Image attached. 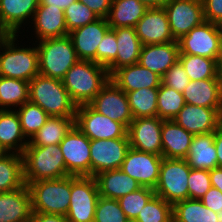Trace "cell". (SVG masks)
Wrapping results in <instances>:
<instances>
[{
  "instance_id": "53",
  "label": "cell",
  "mask_w": 222,
  "mask_h": 222,
  "mask_svg": "<svg viewBox=\"0 0 222 222\" xmlns=\"http://www.w3.org/2000/svg\"><path fill=\"white\" fill-rule=\"evenodd\" d=\"M14 35V33L0 19V49Z\"/></svg>"
},
{
  "instance_id": "42",
  "label": "cell",
  "mask_w": 222,
  "mask_h": 222,
  "mask_svg": "<svg viewBox=\"0 0 222 222\" xmlns=\"http://www.w3.org/2000/svg\"><path fill=\"white\" fill-rule=\"evenodd\" d=\"M64 15L68 32L99 19L88 6L78 0L64 9Z\"/></svg>"
},
{
  "instance_id": "31",
  "label": "cell",
  "mask_w": 222,
  "mask_h": 222,
  "mask_svg": "<svg viewBox=\"0 0 222 222\" xmlns=\"http://www.w3.org/2000/svg\"><path fill=\"white\" fill-rule=\"evenodd\" d=\"M148 9L138 0H112L107 21L110 28L135 27Z\"/></svg>"
},
{
  "instance_id": "16",
  "label": "cell",
  "mask_w": 222,
  "mask_h": 222,
  "mask_svg": "<svg viewBox=\"0 0 222 222\" xmlns=\"http://www.w3.org/2000/svg\"><path fill=\"white\" fill-rule=\"evenodd\" d=\"M162 124L158 116L133 119L127 128L130 147L162 156Z\"/></svg>"
},
{
  "instance_id": "28",
  "label": "cell",
  "mask_w": 222,
  "mask_h": 222,
  "mask_svg": "<svg viewBox=\"0 0 222 222\" xmlns=\"http://www.w3.org/2000/svg\"><path fill=\"white\" fill-rule=\"evenodd\" d=\"M99 195L118 200L119 198L136 191L141 185L121 169L100 172L94 176Z\"/></svg>"
},
{
  "instance_id": "29",
  "label": "cell",
  "mask_w": 222,
  "mask_h": 222,
  "mask_svg": "<svg viewBox=\"0 0 222 222\" xmlns=\"http://www.w3.org/2000/svg\"><path fill=\"white\" fill-rule=\"evenodd\" d=\"M28 143L16 110H0V145L8 153L22 155Z\"/></svg>"
},
{
  "instance_id": "35",
  "label": "cell",
  "mask_w": 222,
  "mask_h": 222,
  "mask_svg": "<svg viewBox=\"0 0 222 222\" xmlns=\"http://www.w3.org/2000/svg\"><path fill=\"white\" fill-rule=\"evenodd\" d=\"M28 101V81L0 76V110H15Z\"/></svg>"
},
{
  "instance_id": "13",
  "label": "cell",
  "mask_w": 222,
  "mask_h": 222,
  "mask_svg": "<svg viewBox=\"0 0 222 222\" xmlns=\"http://www.w3.org/2000/svg\"><path fill=\"white\" fill-rule=\"evenodd\" d=\"M66 170L73 176H90V139L76 125L59 144Z\"/></svg>"
},
{
  "instance_id": "49",
  "label": "cell",
  "mask_w": 222,
  "mask_h": 222,
  "mask_svg": "<svg viewBox=\"0 0 222 222\" xmlns=\"http://www.w3.org/2000/svg\"><path fill=\"white\" fill-rule=\"evenodd\" d=\"M88 6L99 18L107 19L112 0H78Z\"/></svg>"
},
{
  "instance_id": "24",
  "label": "cell",
  "mask_w": 222,
  "mask_h": 222,
  "mask_svg": "<svg viewBox=\"0 0 222 222\" xmlns=\"http://www.w3.org/2000/svg\"><path fill=\"white\" fill-rule=\"evenodd\" d=\"M110 79L125 93L140 88H159L161 77L139 63L117 69Z\"/></svg>"
},
{
  "instance_id": "38",
  "label": "cell",
  "mask_w": 222,
  "mask_h": 222,
  "mask_svg": "<svg viewBox=\"0 0 222 222\" xmlns=\"http://www.w3.org/2000/svg\"><path fill=\"white\" fill-rule=\"evenodd\" d=\"M15 110L20 120L22 132L28 141L50 117L39 105L30 101L25 102Z\"/></svg>"
},
{
  "instance_id": "19",
  "label": "cell",
  "mask_w": 222,
  "mask_h": 222,
  "mask_svg": "<svg viewBox=\"0 0 222 222\" xmlns=\"http://www.w3.org/2000/svg\"><path fill=\"white\" fill-rule=\"evenodd\" d=\"M109 29L110 26L107 19L99 18L90 24L69 32L79 60H88L96 63L98 45Z\"/></svg>"
},
{
  "instance_id": "55",
  "label": "cell",
  "mask_w": 222,
  "mask_h": 222,
  "mask_svg": "<svg viewBox=\"0 0 222 222\" xmlns=\"http://www.w3.org/2000/svg\"><path fill=\"white\" fill-rule=\"evenodd\" d=\"M147 8H163L168 0H138Z\"/></svg>"
},
{
  "instance_id": "33",
  "label": "cell",
  "mask_w": 222,
  "mask_h": 222,
  "mask_svg": "<svg viewBox=\"0 0 222 222\" xmlns=\"http://www.w3.org/2000/svg\"><path fill=\"white\" fill-rule=\"evenodd\" d=\"M173 222H217V213L198 199H185L172 206Z\"/></svg>"
},
{
  "instance_id": "59",
  "label": "cell",
  "mask_w": 222,
  "mask_h": 222,
  "mask_svg": "<svg viewBox=\"0 0 222 222\" xmlns=\"http://www.w3.org/2000/svg\"><path fill=\"white\" fill-rule=\"evenodd\" d=\"M218 61H222V35L220 38V52H219V56H218Z\"/></svg>"
},
{
  "instance_id": "54",
  "label": "cell",
  "mask_w": 222,
  "mask_h": 222,
  "mask_svg": "<svg viewBox=\"0 0 222 222\" xmlns=\"http://www.w3.org/2000/svg\"><path fill=\"white\" fill-rule=\"evenodd\" d=\"M76 0H39L40 5H54L58 6L60 9H66L70 4Z\"/></svg>"
},
{
  "instance_id": "32",
  "label": "cell",
  "mask_w": 222,
  "mask_h": 222,
  "mask_svg": "<svg viewBox=\"0 0 222 222\" xmlns=\"http://www.w3.org/2000/svg\"><path fill=\"white\" fill-rule=\"evenodd\" d=\"M75 125V117L50 116L27 146L58 145Z\"/></svg>"
},
{
  "instance_id": "39",
  "label": "cell",
  "mask_w": 222,
  "mask_h": 222,
  "mask_svg": "<svg viewBox=\"0 0 222 222\" xmlns=\"http://www.w3.org/2000/svg\"><path fill=\"white\" fill-rule=\"evenodd\" d=\"M185 104L183 93L161 82L157 96V116L160 119L173 120Z\"/></svg>"
},
{
  "instance_id": "41",
  "label": "cell",
  "mask_w": 222,
  "mask_h": 222,
  "mask_svg": "<svg viewBox=\"0 0 222 222\" xmlns=\"http://www.w3.org/2000/svg\"><path fill=\"white\" fill-rule=\"evenodd\" d=\"M155 195L151 188L141 187L118 199L120 208L127 218L134 221L146 203Z\"/></svg>"
},
{
  "instance_id": "45",
  "label": "cell",
  "mask_w": 222,
  "mask_h": 222,
  "mask_svg": "<svg viewBox=\"0 0 222 222\" xmlns=\"http://www.w3.org/2000/svg\"><path fill=\"white\" fill-rule=\"evenodd\" d=\"M115 31L110 28L104 35L96 51V63L108 67L117 57Z\"/></svg>"
},
{
  "instance_id": "43",
  "label": "cell",
  "mask_w": 222,
  "mask_h": 222,
  "mask_svg": "<svg viewBox=\"0 0 222 222\" xmlns=\"http://www.w3.org/2000/svg\"><path fill=\"white\" fill-rule=\"evenodd\" d=\"M129 219L120 208L118 200L99 196L96 204L94 222H128Z\"/></svg>"
},
{
  "instance_id": "6",
  "label": "cell",
  "mask_w": 222,
  "mask_h": 222,
  "mask_svg": "<svg viewBox=\"0 0 222 222\" xmlns=\"http://www.w3.org/2000/svg\"><path fill=\"white\" fill-rule=\"evenodd\" d=\"M32 212L66 216L71 198V175L38 180L28 185Z\"/></svg>"
},
{
  "instance_id": "7",
  "label": "cell",
  "mask_w": 222,
  "mask_h": 222,
  "mask_svg": "<svg viewBox=\"0 0 222 222\" xmlns=\"http://www.w3.org/2000/svg\"><path fill=\"white\" fill-rule=\"evenodd\" d=\"M191 167L186 159H162L159 178L154 189L155 195L162 197L172 206L189 198L188 177Z\"/></svg>"
},
{
  "instance_id": "26",
  "label": "cell",
  "mask_w": 222,
  "mask_h": 222,
  "mask_svg": "<svg viewBox=\"0 0 222 222\" xmlns=\"http://www.w3.org/2000/svg\"><path fill=\"white\" fill-rule=\"evenodd\" d=\"M194 135L174 120H163L161 139L162 156L169 159H186Z\"/></svg>"
},
{
  "instance_id": "25",
  "label": "cell",
  "mask_w": 222,
  "mask_h": 222,
  "mask_svg": "<svg viewBox=\"0 0 222 222\" xmlns=\"http://www.w3.org/2000/svg\"><path fill=\"white\" fill-rule=\"evenodd\" d=\"M186 104L208 108H222V84L219 78L190 80L183 91Z\"/></svg>"
},
{
  "instance_id": "37",
  "label": "cell",
  "mask_w": 222,
  "mask_h": 222,
  "mask_svg": "<svg viewBox=\"0 0 222 222\" xmlns=\"http://www.w3.org/2000/svg\"><path fill=\"white\" fill-rule=\"evenodd\" d=\"M131 114L134 119L157 116L158 88H140L126 92Z\"/></svg>"
},
{
  "instance_id": "58",
  "label": "cell",
  "mask_w": 222,
  "mask_h": 222,
  "mask_svg": "<svg viewBox=\"0 0 222 222\" xmlns=\"http://www.w3.org/2000/svg\"><path fill=\"white\" fill-rule=\"evenodd\" d=\"M8 152L0 145V159H2Z\"/></svg>"
},
{
  "instance_id": "9",
  "label": "cell",
  "mask_w": 222,
  "mask_h": 222,
  "mask_svg": "<svg viewBox=\"0 0 222 222\" xmlns=\"http://www.w3.org/2000/svg\"><path fill=\"white\" fill-rule=\"evenodd\" d=\"M75 125L90 140L123 138L127 128L120 122L100 114L89 104L77 106Z\"/></svg>"
},
{
  "instance_id": "60",
  "label": "cell",
  "mask_w": 222,
  "mask_h": 222,
  "mask_svg": "<svg viewBox=\"0 0 222 222\" xmlns=\"http://www.w3.org/2000/svg\"><path fill=\"white\" fill-rule=\"evenodd\" d=\"M217 222H222V210L217 212Z\"/></svg>"
},
{
  "instance_id": "52",
  "label": "cell",
  "mask_w": 222,
  "mask_h": 222,
  "mask_svg": "<svg viewBox=\"0 0 222 222\" xmlns=\"http://www.w3.org/2000/svg\"><path fill=\"white\" fill-rule=\"evenodd\" d=\"M210 180L212 187L219 189L222 192V168L216 167L210 170Z\"/></svg>"
},
{
  "instance_id": "21",
  "label": "cell",
  "mask_w": 222,
  "mask_h": 222,
  "mask_svg": "<svg viewBox=\"0 0 222 222\" xmlns=\"http://www.w3.org/2000/svg\"><path fill=\"white\" fill-rule=\"evenodd\" d=\"M179 53L178 40L142 45L138 63L162 78L168 69L178 61Z\"/></svg>"
},
{
  "instance_id": "17",
  "label": "cell",
  "mask_w": 222,
  "mask_h": 222,
  "mask_svg": "<svg viewBox=\"0 0 222 222\" xmlns=\"http://www.w3.org/2000/svg\"><path fill=\"white\" fill-rule=\"evenodd\" d=\"M173 120L193 135L207 134L222 124V108L185 104Z\"/></svg>"
},
{
  "instance_id": "50",
  "label": "cell",
  "mask_w": 222,
  "mask_h": 222,
  "mask_svg": "<svg viewBox=\"0 0 222 222\" xmlns=\"http://www.w3.org/2000/svg\"><path fill=\"white\" fill-rule=\"evenodd\" d=\"M30 222H68L66 216L32 212Z\"/></svg>"
},
{
  "instance_id": "3",
  "label": "cell",
  "mask_w": 222,
  "mask_h": 222,
  "mask_svg": "<svg viewBox=\"0 0 222 222\" xmlns=\"http://www.w3.org/2000/svg\"><path fill=\"white\" fill-rule=\"evenodd\" d=\"M23 155L24 182L60 179L70 174L58 145L26 146Z\"/></svg>"
},
{
  "instance_id": "2",
  "label": "cell",
  "mask_w": 222,
  "mask_h": 222,
  "mask_svg": "<svg viewBox=\"0 0 222 222\" xmlns=\"http://www.w3.org/2000/svg\"><path fill=\"white\" fill-rule=\"evenodd\" d=\"M29 101L39 105L49 116L75 117L77 110L62 80L40 74L29 82Z\"/></svg>"
},
{
  "instance_id": "14",
  "label": "cell",
  "mask_w": 222,
  "mask_h": 222,
  "mask_svg": "<svg viewBox=\"0 0 222 222\" xmlns=\"http://www.w3.org/2000/svg\"><path fill=\"white\" fill-rule=\"evenodd\" d=\"M89 105L100 114L122 123L126 128L134 119L130 111L127 94L111 79Z\"/></svg>"
},
{
  "instance_id": "56",
  "label": "cell",
  "mask_w": 222,
  "mask_h": 222,
  "mask_svg": "<svg viewBox=\"0 0 222 222\" xmlns=\"http://www.w3.org/2000/svg\"><path fill=\"white\" fill-rule=\"evenodd\" d=\"M219 67H218V76H219V80L222 84V61H218Z\"/></svg>"
},
{
  "instance_id": "57",
  "label": "cell",
  "mask_w": 222,
  "mask_h": 222,
  "mask_svg": "<svg viewBox=\"0 0 222 222\" xmlns=\"http://www.w3.org/2000/svg\"><path fill=\"white\" fill-rule=\"evenodd\" d=\"M219 33L222 35V18L216 22Z\"/></svg>"
},
{
  "instance_id": "30",
  "label": "cell",
  "mask_w": 222,
  "mask_h": 222,
  "mask_svg": "<svg viewBox=\"0 0 222 222\" xmlns=\"http://www.w3.org/2000/svg\"><path fill=\"white\" fill-rule=\"evenodd\" d=\"M186 160L192 169L210 171L218 167L214 132L194 135Z\"/></svg>"
},
{
  "instance_id": "40",
  "label": "cell",
  "mask_w": 222,
  "mask_h": 222,
  "mask_svg": "<svg viewBox=\"0 0 222 222\" xmlns=\"http://www.w3.org/2000/svg\"><path fill=\"white\" fill-rule=\"evenodd\" d=\"M135 222H173L172 205L154 195L142 208Z\"/></svg>"
},
{
  "instance_id": "12",
  "label": "cell",
  "mask_w": 222,
  "mask_h": 222,
  "mask_svg": "<svg viewBox=\"0 0 222 222\" xmlns=\"http://www.w3.org/2000/svg\"><path fill=\"white\" fill-rule=\"evenodd\" d=\"M163 8L175 40L205 21L202 0H168Z\"/></svg>"
},
{
  "instance_id": "46",
  "label": "cell",
  "mask_w": 222,
  "mask_h": 222,
  "mask_svg": "<svg viewBox=\"0 0 222 222\" xmlns=\"http://www.w3.org/2000/svg\"><path fill=\"white\" fill-rule=\"evenodd\" d=\"M161 82L176 91L183 93L184 89L188 86L190 79L186 74L182 64L177 61L173 64L168 71L161 78Z\"/></svg>"
},
{
  "instance_id": "22",
  "label": "cell",
  "mask_w": 222,
  "mask_h": 222,
  "mask_svg": "<svg viewBox=\"0 0 222 222\" xmlns=\"http://www.w3.org/2000/svg\"><path fill=\"white\" fill-rule=\"evenodd\" d=\"M32 215L31 195L27 184L0 193V222H27Z\"/></svg>"
},
{
  "instance_id": "18",
  "label": "cell",
  "mask_w": 222,
  "mask_h": 222,
  "mask_svg": "<svg viewBox=\"0 0 222 222\" xmlns=\"http://www.w3.org/2000/svg\"><path fill=\"white\" fill-rule=\"evenodd\" d=\"M142 45L176 41L171 34L164 8H150L135 26Z\"/></svg>"
},
{
  "instance_id": "23",
  "label": "cell",
  "mask_w": 222,
  "mask_h": 222,
  "mask_svg": "<svg viewBox=\"0 0 222 222\" xmlns=\"http://www.w3.org/2000/svg\"><path fill=\"white\" fill-rule=\"evenodd\" d=\"M117 41V57L107 67L111 76L117 69L139 62L142 43L136 34L135 27L112 28Z\"/></svg>"
},
{
  "instance_id": "11",
  "label": "cell",
  "mask_w": 222,
  "mask_h": 222,
  "mask_svg": "<svg viewBox=\"0 0 222 222\" xmlns=\"http://www.w3.org/2000/svg\"><path fill=\"white\" fill-rule=\"evenodd\" d=\"M221 34L216 23L204 21L194 27L179 40V54L199 55L218 59Z\"/></svg>"
},
{
  "instance_id": "4",
  "label": "cell",
  "mask_w": 222,
  "mask_h": 222,
  "mask_svg": "<svg viewBox=\"0 0 222 222\" xmlns=\"http://www.w3.org/2000/svg\"><path fill=\"white\" fill-rule=\"evenodd\" d=\"M38 49L39 74L62 80L79 60L69 35L35 42Z\"/></svg>"
},
{
  "instance_id": "15",
  "label": "cell",
  "mask_w": 222,
  "mask_h": 222,
  "mask_svg": "<svg viewBox=\"0 0 222 222\" xmlns=\"http://www.w3.org/2000/svg\"><path fill=\"white\" fill-rule=\"evenodd\" d=\"M163 156L136 150L127 151L120 169L135 179L141 187L155 189Z\"/></svg>"
},
{
  "instance_id": "47",
  "label": "cell",
  "mask_w": 222,
  "mask_h": 222,
  "mask_svg": "<svg viewBox=\"0 0 222 222\" xmlns=\"http://www.w3.org/2000/svg\"><path fill=\"white\" fill-rule=\"evenodd\" d=\"M205 21L216 23L222 18V0H202Z\"/></svg>"
},
{
  "instance_id": "27",
  "label": "cell",
  "mask_w": 222,
  "mask_h": 222,
  "mask_svg": "<svg viewBox=\"0 0 222 222\" xmlns=\"http://www.w3.org/2000/svg\"><path fill=\"white\" fill-rule=\"evenodd\" d=\"M38 5L39 0H0V19L14 34H22L21 27L30 24Z\"/></svg>"
},
{
  "instance_id": "5",
  "label": "cell",
  "mask_w": 222,
  "mask_h": 222,
  "mask_svg": "<svg viewBox=\"0 0 222 222\" xmlns=\"http://www.w3.org/2000/svg\"><path fill=\"white\" fill-rule=\"evenodd\" d=\"M19 36L14 34L0 49V76L30 82L39 74L38 49L31 42L19 46Z\"/></svg>"
},
{
  "instance_id": "48",
  "label": "cell",
  "mask_w": 222,
  "mask_h": 222,
  "mask_svg": "<svg viewBox=\"0 0 222 222\" xmlns=\"http://www.w3.org/2000/svg\"><path fill=\"white\" fill-rule=\"evenodd\" d=\"M200 201L215 213L222 210V192L215 187H211Z\"/></svg>"
},
{
  "instance_id": "44",
  "label": "cell",
  "mask_w": 222,
  "mask_h": 222,
  "mask_svg": "<svg viewBox=\"0 0 222 222\" xmlns=\"http://www.w3.org/2000/svg\"><path fill=\"white\" fill-rule=\"evenodd\" d=\"M212 187L210 171L202 169H192L188 177V190L190 199L200 200Z\"/></svg>"
},
{
  "instance_id": "20",
  "label": "cell",
  "mask_w": 222,
  "mask_h": 222,
  "mask_svg": "<svg viewBox=\"0 0 222 222\" xmlns=\"http://www.w3.org/2000/svg\"><path fill=\"white\" fill-rule=\"evenodd\" d=\"M33 24V25H32ZM32 26V32L35 34L34 41L46 38L63 37L69 35L66 28L64 10L54 5H38L32 22L28 25Z\"/></svg>"
},
{
  "instance_id": "34",
  "label": "cell",
  "mask_w": 222,
  "mask_h": 222,
  "mask_svg": "<svg viewBox=\"0 0 222 222\" xmlns=\"http://www.w3.org/2000/svg\"><path fill=\"white\" fill-rule=\"evenodd\" d=\"M24 184L23 155L8 153L0 159V193L16 190Z\"/></svg>"
},
{
  "instance_id": "36",
  "label": "cell",
  "mask_w": 222,
  "mask_h": 222,
  "mask_svg": "<svg viewBox=\"0 0 222 222\" xmlns=\"http://www.w3.org/2000/svg\"><path fill=\"white\" fill-rule=\"evenodd\" d=\"M178 61L182 64L186 74L192 81L219 78L218 59L206 58L199 55L179 54Z\"/></svg>"
},
{
  "instance_id": "8",
  "label": "cell",
  "mask_w": 222,
  "mask_h": 222,
  "mask_svg": "<svg viewBox=\"0 0 222 222\" xmlns=\"http://www.w3.org/2000/svg\"><path fill=\"white\" fill-rule=\"evenodd\" d=\"M71 198L66 218L68 222H94L99 192L93 176L71 175Z\"/></svg>"
},
{
  "instance_id": "10",
  "label": "cell",
  "mask_w": 222,
  "mask_h": 222,
  "mask_svg": "<svg viewBox=\"0 0 222 222\" xmlns=\"http://www.w3.org/2000/svg\"><path fill=\"white\" fill-rule=\"evenodd\" d=\"M129 149L128 135L123 138L90 140V176L120 169Z\"/></svg>"
},
{
  "instance_id": "1",
  "label": "cell",
  "mask_w": 222,
  "mask_h": 222,
  "mask_svg": "<svg viewBox=\"0 0 222 222\" xmlns=\"http://www.w3.org/2000/svg\"><path fill=\"white\" fill-rule=\"evenodd\" d=\"M108 69L88 60H78L65 74L62 83L77 105L89 104L108 83Z\"/></svg>"
},
{
  "instance_id": "51",
  "label": "cell",
  "mask_w": 222,
  "mask_h": 222,
  "mask_svg": "<svg viewBox=\"0 0 222 222\" xmlns=\"http://www.w3.org/2000/svg\"><path fill=\"white\" fill-rule=\"evenodd\" d=\"M214 145L217 152V164L222 168V124L214 132Z\"/></svg>"
}]
</instances>
